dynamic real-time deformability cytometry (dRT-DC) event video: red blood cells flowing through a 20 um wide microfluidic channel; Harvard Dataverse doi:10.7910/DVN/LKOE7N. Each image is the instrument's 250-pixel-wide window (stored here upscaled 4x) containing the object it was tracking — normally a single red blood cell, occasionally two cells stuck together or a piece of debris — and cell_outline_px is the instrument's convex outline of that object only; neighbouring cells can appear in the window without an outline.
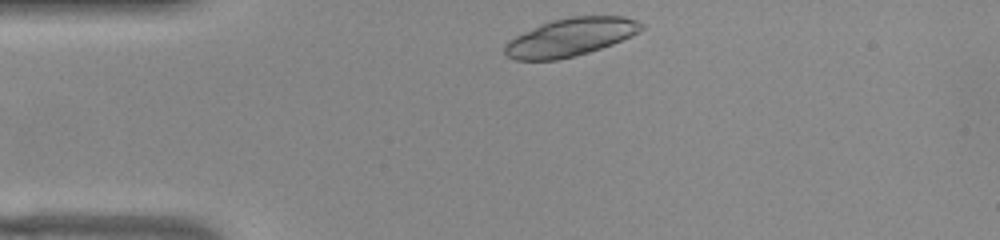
{"species": "common noctule bat (a hibernating species)", "species_latin": "Nyctalus noctula", "temperature_condition": "warm", "stored_images_in_passage": 42, "camera_frame_rate_fps": 3000, "um_per_image_px": 0.085, "animal": {"sex": "female", "body_mass_g": 22.0, "forearm_length_mm": 56.7}, "frame": {"image": 1, "passage_image": 1, "time_ms": 0.0, "image_size_px": [1000, 240], "cell_outline_px": [[644, 28], [640, 32], [632, 36], [612, 44], [576, 56], [556, 60], [516, 60], [508, 56], [504, 52], [504, 44], [508, 40], [540, 24], [552, 20], [572, 16], [624, 16], [636, 20], [644, 24]], "centroid_in_image_um": [48.5, 3.16], "position_along_channel_um": 36.5, "area_um2": 30.29}}
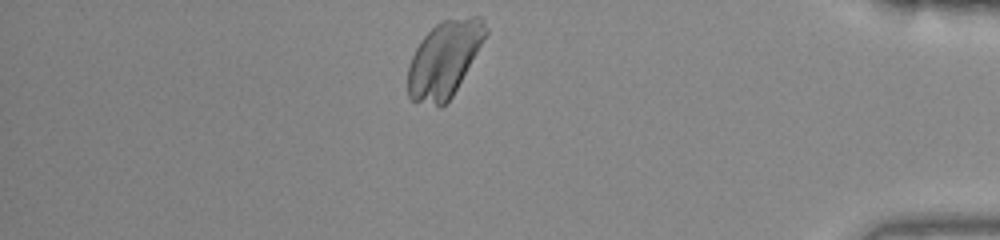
{"frame": {"image": 2, "passage_image": 35, "time_ms": 11.333, "image_size_px": [1000, 240], "cell_outline_px": [[488, 32], [452, 96], [440, 108], [412, 100], [408, 96], [408, 64], [420, 40], [440, 20], [472, 16], [480, 16], [484, 20], [488, 28]], "centroid_in_image_um": [37.75, 5.01], "position_along_channel_um": 397.4, "area_um2": 34.22}}